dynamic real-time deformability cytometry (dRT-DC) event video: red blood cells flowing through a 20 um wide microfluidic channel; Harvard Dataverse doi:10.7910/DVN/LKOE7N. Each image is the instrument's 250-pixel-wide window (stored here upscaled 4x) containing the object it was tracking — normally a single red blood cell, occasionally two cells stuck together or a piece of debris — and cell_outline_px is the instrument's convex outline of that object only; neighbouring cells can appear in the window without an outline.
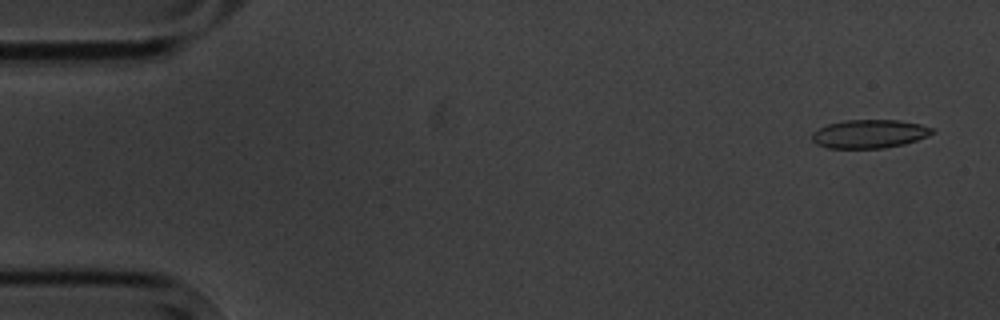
{"species": "common noctule bat (a hibernating species)", "species_latin": "Nyctalus noctula", "temperature_condition": "cold", "stored_images_in_passage": 5, "camera_frame_rate_fps": 3000, "um_per_image_px": 0.085, "animal": {"sex": "male", "body_mass_g": 20.1, "forearm_length_mm": 53.5}, "frame": {"image": 1, "passage_image": 1, "time_ms": 0.0, "image_size_px": [1000, 320], "cell_outline_px": [[936, 132], [928, 136], [904, 144], [884, 148], [828, 148], [816, 144], [812, 140], [812, 132], [828, 124], [844, 120], [900, 120], [920, 124], [932, 128]], "centroid_in_image_um": [73.9, 11.38], "position_along_channel_um": 11.1, "area_um2": 20.0}}
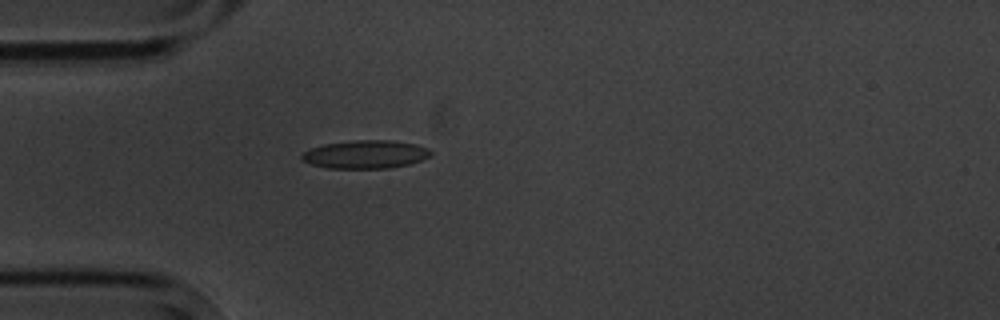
{"frame": {"image": 2, "passage_image": 5, "time_ms": 4.333, "image_size_px": [1000, 320], "cell_outline_px": [[432, 156], [408, 164], [388, 168], [328, 168], [312, 164], [300, 160], [300, 156], [308, 148], [324, 144], [352, 140], [392, 140], [416, 144], [428, 148], [432, 152]], "centroid_in_image_um": [31.05, 13.11], "position_along_channel_um": 54.0, "area_um2": 21.33}}